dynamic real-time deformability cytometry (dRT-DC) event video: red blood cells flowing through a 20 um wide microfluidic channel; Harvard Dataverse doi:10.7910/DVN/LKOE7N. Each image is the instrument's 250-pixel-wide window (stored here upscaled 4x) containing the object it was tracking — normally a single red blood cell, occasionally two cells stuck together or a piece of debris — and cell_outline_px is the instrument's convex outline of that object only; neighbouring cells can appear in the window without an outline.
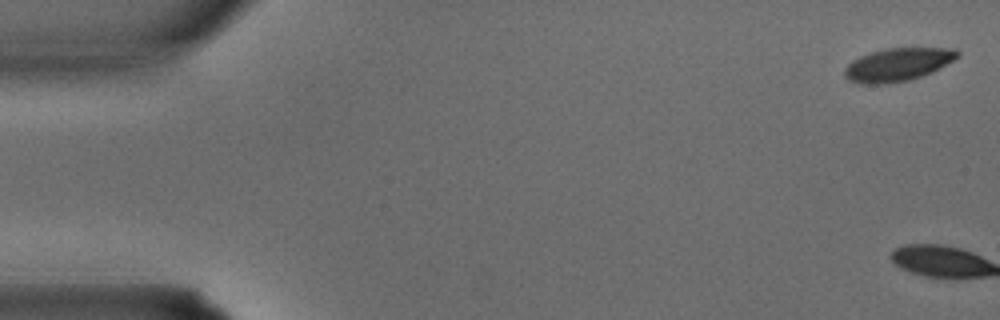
{"species": "common noctule bat (a hibernating species)", "species_latin": "Nyctalus noctula", "temperature_condition": "warm", "stored_images_in_passage": 2, "camera_frame_rate_fps": 3000, "um_per_image_px": 0.085, "animal": {"sex": "male", "body_mass_g": 15.6}, "frame": {"image": 1, "passage_image": 1, "time_ms": 0.0, "image_size_px": [1000, 320], "cell_outline_px": [[960, 56], [932, 72], [908, 80], [880, 84], [860, 84], [848, 80], [844, 76], [844, 68], [852, 60], [860, 56], [872, 52], [888, 48], [956, 48], [960, 52]], "centroid_in_image_um": [76.3, 5.48], "position_along_channel_um": 8.7, "area_um2": 21.68}}